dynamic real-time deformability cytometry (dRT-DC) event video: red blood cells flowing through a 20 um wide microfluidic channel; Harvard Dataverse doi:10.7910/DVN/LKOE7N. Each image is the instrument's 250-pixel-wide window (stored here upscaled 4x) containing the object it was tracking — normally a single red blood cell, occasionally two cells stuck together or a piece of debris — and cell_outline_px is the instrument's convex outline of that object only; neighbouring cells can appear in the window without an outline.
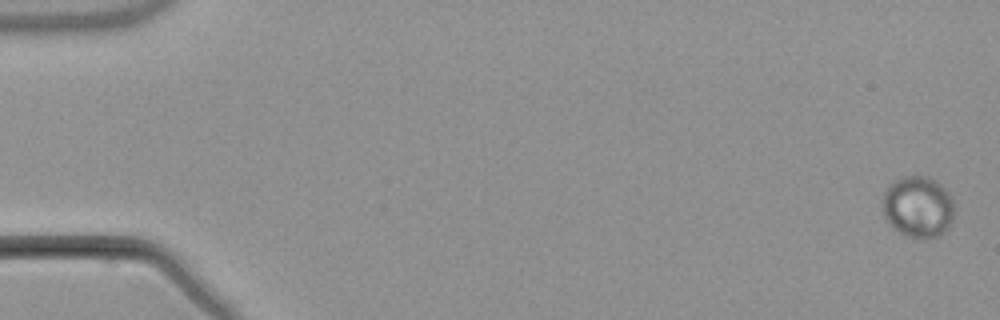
{"species": "common noctule bat (a hibernating species)", "species_latin": "Nyctalus noctula", "temperature_condition": "warm", "stored_images_in_passage": 6, "camera_frame_rate_fps": 3000, "um_per_image_px": 0.085, "animal": {"sex": "male", "body_mass_g": 21.5, "forearm_length_mm": 52.0}, "frame": {"image": 1, "passage_image": 1, "time_ms": 0.0, "image_size_px": [1000, 320], "cell_outline_px": [[952, 220], [948, 228], [940, 236], [928, 240], [920, 240], [904, 236], [892, 228], [888, 224], [884, 216], [884, 192], [900, 176], [928, 176], [936, 180], [952, 196]], "centroid_in_image_um": [78.04, 17.63], "position_along_channel_um": 7.0, "area_um2": 26.01}}
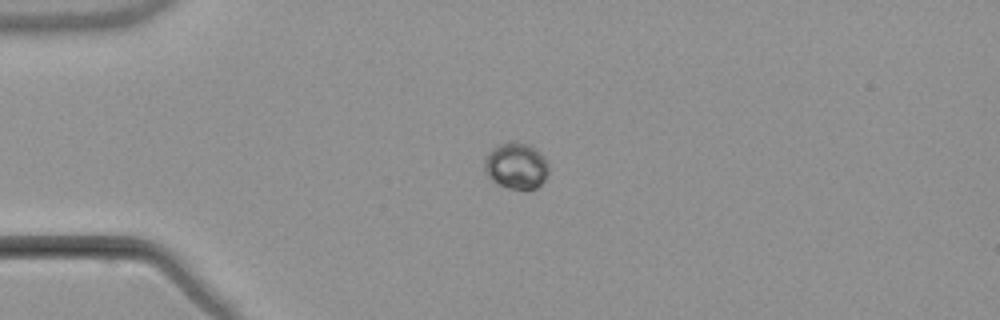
{"frame": {"image": 2, "passage_image": 4, "time_ms": 4.667, "image_size_px": [1000, 320], "cell_outline_px": [[548, 176], [536, 188], [524, 192], [508, 188], [492, 180], [484, 172], [484, 160], [488, 152], [496, 144], [512, 140], [532, 144], [540, 152], [548, 164]], "centroid_in_image_um": [43.88, 14.08], "position_along_channel_um": 41.1, "area_um2": 17.98}}
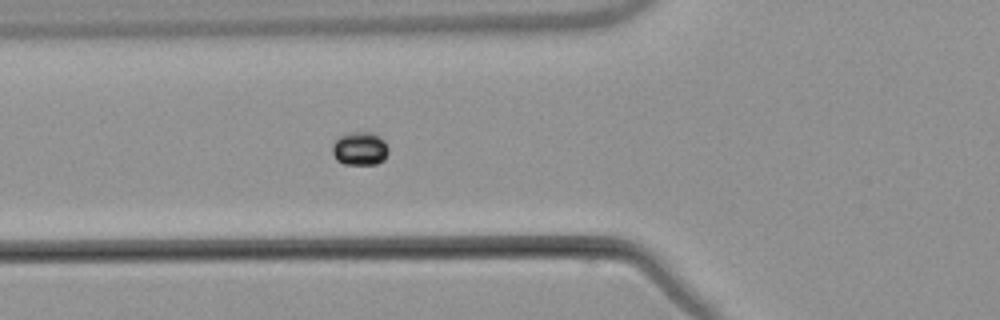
{"frame": {"image": 3, "passage_image": 6, "time_ms": 7.0, "image_size_px": [1000, 320], "cell_outline_px": [[388, 152], [384, 160], [376, 164], [344, 164], [336, 160], [332, 152], [332, 144], [340, 136], [352, 132], [372, 132], [384, 140], [388, 148]], "centroid_in_image_um": [30.59, 12.64], "position_along_channel_um": 95.2, "area_um2": 10.92}}